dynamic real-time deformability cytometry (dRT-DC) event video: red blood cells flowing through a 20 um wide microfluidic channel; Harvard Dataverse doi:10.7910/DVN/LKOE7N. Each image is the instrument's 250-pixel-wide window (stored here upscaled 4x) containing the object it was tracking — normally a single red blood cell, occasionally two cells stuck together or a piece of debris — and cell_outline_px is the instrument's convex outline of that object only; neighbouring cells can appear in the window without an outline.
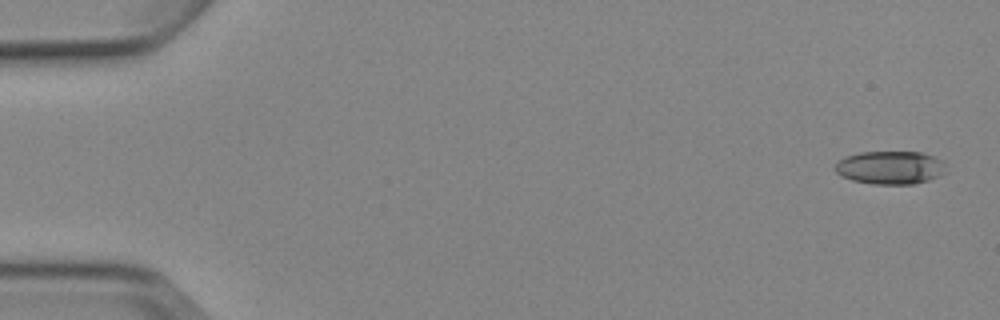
{"species": "Egyptian fruit bat (a non-hibernating species)", "species_latin": "Rousettus aegyptiacus", "temperature_condition": "cold", "stored_images_in_passage": 6, "segment_of_instrument_passage": [1, 2], "camera_frame_rate_fps": 3000, "um_per_image_px": 0.085, "animal": {"sex": "female"}, "frame": {"image": 1, "passage_image": 1, "time_ms": 0.0, "image_size_px": [1000, 320], "cell_outline_px": [[948, 172], [940, 176], [928, 180], [912, 184], [872, 184], [852, 180], [840, 176], [832, 168], [840, 160], [848, 156], [860, 152], [920, 152], [932, 156], [940, 160], [944, 164]], "centroid_in_image_um": [75.67, 14.25], "position_along_channel_um": 9.3, "area_um2": 21.5}}
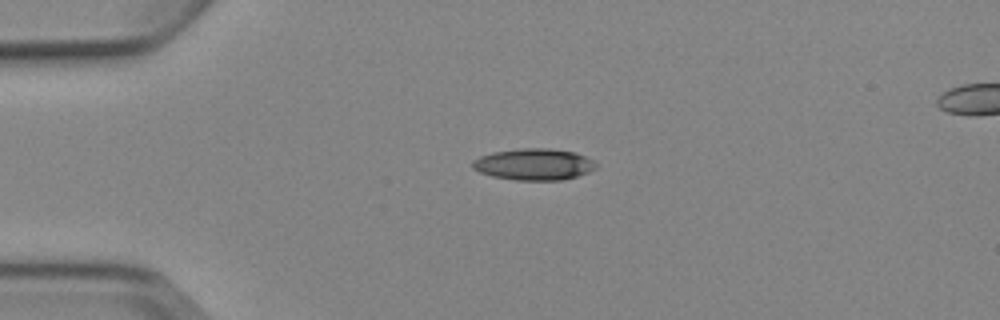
{"frame": {"image": 2, "passage_image": 4, "time_ms": 3.667, "image_size_px": [1000, 320], "cell_outline_px": [[596, 168], [588, 172], [576, 176], [560, 180], [516, 180], [492, 176], [480, 172], [472, 168], [472, 160], [480, 156], [492, 152], [520, 148], [548, 148], [576, 152], [592, 160], [596, 164]], "centroid_in_image_um": [45.35, 13.96], "position_along_channel_um": 39.6, "area_um2": 22.66}}